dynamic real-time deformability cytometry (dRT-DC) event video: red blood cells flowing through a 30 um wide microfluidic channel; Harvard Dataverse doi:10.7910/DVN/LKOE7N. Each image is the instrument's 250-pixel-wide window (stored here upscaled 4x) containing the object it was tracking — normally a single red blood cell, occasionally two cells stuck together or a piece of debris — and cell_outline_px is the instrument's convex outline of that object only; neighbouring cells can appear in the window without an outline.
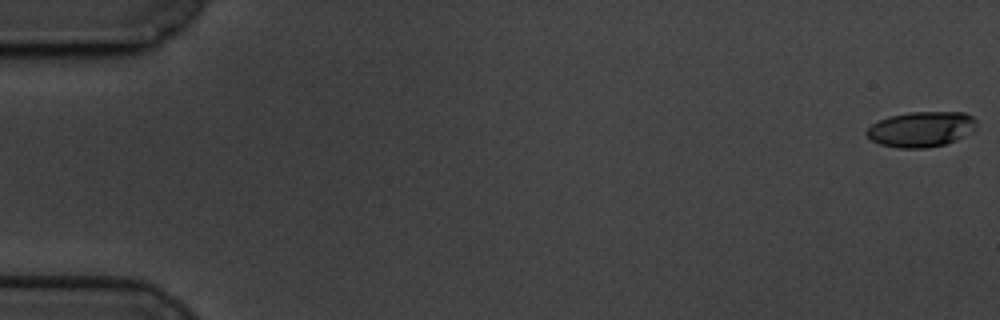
{"species": "common noctule bat (a hibernating species)", "species_latin": "Nyctalus noctula", "temperature_condition": "cold", "stored_images_in_passage": 61, "camera_frame_rate_fps": 3000, "um_per_image_px": 0.085, "animal": {"sex": "male", "body_mass_g": 19.5, "forearm_length_mm": 54.6}, "frame": {"image": 1, "passage_image": 1, "time_ms": 0.0, "image_size_px": [1000, 320], "cell_outline_px": [[976, 128], [956, 140], [944, 144], [924, 148], [900, 148], [880, 144], [872, 140], [868, 136], [868, 128], [872, 124], [888, 116], [908, 112], [964, 112], [972, 116], [976, 120]], "centroid_in_image_um": [78.31, 10.97], "position_along_channel_um": 6.7, "area_um2": 22.43}}
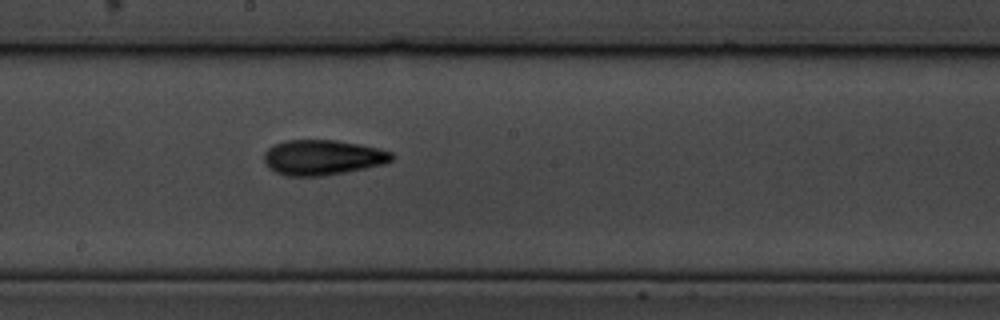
{"frame": {"image": 2, "passage_image": 34, "time_ms": 11.0, "image_size_px": [1000, 320], "cell_outline_px": [[396, 156], [392, 160], [384, 164], [324, 176], [284, 176], [268, 168], [264, 164], [264, 152], [268, 148], [276, 144], [288, 140], [336, 140], [360, 144], [392, 152]], "centroid_in_image_um": [27.4, 13.39], "position_along_channel_um": 220.8, "area_um2": 26.24}}
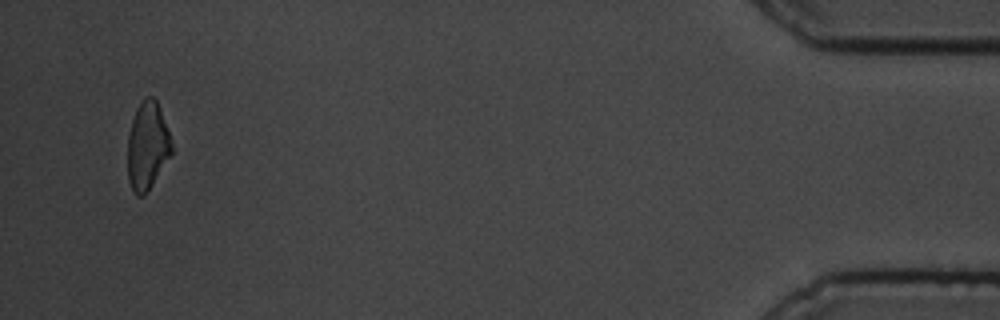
{"frame": {"image": 3, "passage_image": 59, "time_ms": 19.333, "image_size_px": [1000, 320], "cell_outline_px": [[172, 152], [152, 184], [144, 196], [136, 196], [128, 180], [128, 136], [132, 120], [136, 108], [148, 96], [152, 96], [156, 100], [160, 108], [172, 144]], "centroid_in_image_um": [12.51, 12.41], "position_along_channel_um": 422.7, "area_um2": 22.08}, "authors_computed_cell_mechanics": {"area_um2": 23.9292, "velocity_mm_per_s": 3.3397, "shape_relaxation_time_tau1_ms": 3.6279, "shape_relaxation_time_tau2_ms": 3.1308, "deformation_change_tau1": 0.1459, "deformation_change_tau2": 0.0974}}